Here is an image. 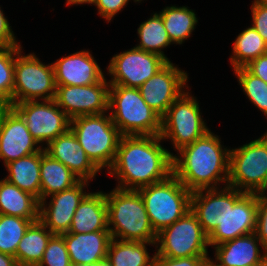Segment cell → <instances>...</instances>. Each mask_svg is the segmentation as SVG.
<instances>
[{
    "instance_id": "obj_1",
    "label": "cell",
    "mask_w": 267,
    "mask_h": 266,
    "mask_svg": "<svg viewBox=\"0 0 267 266\" xmlns=\"http://www.w3.org/2000/svg\"><path fill=\"white\" fill-rule=\"evenodd\" d=\"M160 135L122 136L109 175L118 179L116 188L139 190L166 180L173 174V153L161 146Z\"/></svg>"
},
{
    "instance_id": "obj_2",
    "label": "cell",
    "mask_w": 267,
    "mask_h": 266,
    "mask_svg": "<svg viewBox=\"0 0 267 266\" xmlns=\"http://www.w3.org/2000/svg\"><path fill=\"white\" fill-rule=\"evenodd\" d=\"M177 152L172 156L173 174L190 192L218 189L222 182L227 186L230 149L211 130Z\"/></svg>"
},
{
    "instance_id": "obj_3",
    "label": "cell",
    "mask_w": 267,
    "mask_h": 266,
    "mask_svg": "<svg viewBox=\"0 0 267 266\" xmlns=\"http://www.w3.org/2000/svg\"><path fill=\"white\" fill-rule=\"evenodd\" d=\"M108 229L112 238L133 242H156L144 201L136 190L113 189L105 193Z\"/></svg>"
},
{
    "instance_id": "obj_4",
    "label": "cell",
    "mask_w": 267,
    "mask_h": 266,
    "mask_svg": "<svg viewBox=\"0 0 267 266\" xmlns=\"http://www.w3.org/2000/svg\"><path fill=\"white\" fill-rule=\"evenodd\" d=\"M108 109L123 136L160 135L161 116L146 104L138 88L110 85Z\"/></svg>"
},
{
    "instance_id": "obj_5",
    "label": "cell",
    "mask_w": 267,
    "mask_h": 266,
    "mask_svg": "<svg viewBox=\"0 0 267 266\" xmlns=\"http://www.w3.org/2000/svg\"><path fill=\"white\" fill-rule=\"evenodd\" d=\"M105 114L78 116L70 122V130L100 171L105 167L108 171L113 165L123 136L111 120L109 112Z\"/></svg>"
},
{
    "instance_id": "obj_6",
    "label": "cell",
    "mask_w": 267,
    "mask_h": 266,
    "mask_svg": "<svg viewBox=\"0 0 267 266\" xmlns=\"http://www.w3.org/2000/svg\"><path fill=\"white\" fill-rule=\"evenodd\" d=\"M145 204L150 223L156 233L191 210L190 192L174 175L166 180L137 190Z\"/></svg>"
},
{
    "instance_id": "obj_7",
    "label": "cell",
    "mask_w": 267,
    "mask_h": 266,
    "mask_svg": "<svg viewBox=\"0 0 267 266\" xmlns=\"http://www.w3.org/2000/svg\"><path fill=\"white\" fill-rule=\"evenodd\" d=\"M267 182V135L230 149L228 184L245 193H259Z\"/></svg>"
},
{
    "instance_id": "obj_8",
    "label": "cell",
    "mask_w": 267,
    "mask_h": 266,
    "mask_svg": "<svg viewBox=\"0 0 267 266\" xmlns=\"http://www.w3.org/2000/svg\"><path fill=\"white\" fill-rule=\"evenodd\" d=\"M22 52V47L17 46L12 106L25 101L54 99L56 83L52 63L45 65L34 53L23 56Z\"/></svg>"
},
{
    "instance_id": "obj_9",
    "label": "cell",
    "mask_w": 267,
    "mask_h": 266,
    "mask_svg": "<svg viewBox=\"0 0 267 266\" xmlns=\"http://www.w3.org/2000/svg\"><path fill=\"white\" fill-rule=\"evenodd\" d=\"M209 128L203 121L199 103L187 90L183 92L161 117L162 140L171 139L174 150L192 144L203 137Z\"/></svg>"
},
{
    "instance_id": "obj_10",
    "label": "cell",
    "mask_w": 267,
    "mask_h": 266,
    "mask_svg": "<svg viewBox=\"0 0 267 266\" xmlns=\"http://www.w3.org/2000/svg\"><path fill=\"white\" fill-rule=\"evenodd\" d=\"M156 254L182 258L208 256V235L190 210L179 220L157 233ZM158 245V246H157Z\"/></svg>"
},
{
    "instance_id": "obj_11",
    "label": "cell",
    "mask_w": 267,
    "mask_h": 266,
    "mask_svg": "<svg viewBox=\"0 0 267 266\" xmlns=\"http://www.w3.org/2000/svg\"><path fill=\"white\" fill-rule=\"evenodd\" d=\"M258 194L228 186V213L208 235L209 246H216L256 231Z\"/></svg>"
},
{
    "instance_id": "obj_12",
    "label": "cell",
    "mask_w": 267,
    "mask_h": 266,
    "mask_svg": "<svg viewBox=\"0 0 267 266\" xmlns=\"http://www.w3.org/2000/svg\"><path fill=\"white\" fill-rule=\"evenodd\" d=\"M24 119L26 127L38 142L49 144L70 129L71 119L52 100L25 101L12 106Z\"/></svg>"
},
{
    "instance_id": "obj_13",
    "label": "cell",
    "mask_w": 267,
    "mask_h": 266,
    "mask_svg": "<svg viewBox=\"0 0 267 266\" xmlns=\"http://www.w3.org/2000/svg\"><path fill=\"white\" fill-rule=\"evenodd\" d=\"M167 63L158 54L133 47L111 58L107 67V72L111 75L108 82L110 85L139 88Z\"/></svg>"
},
{
    "instance_id": "obj_14",
    "label": "cell",
    "mask_w": 267,
    "mask_h": 266,
    "mask_svg": "<svg viewBox=\"0 0 267 266\" xmlns=\"http://www.w3.org/2000/svg\"><path fill=\"white\" fill-rule=\"evenodd\" d=\"M106 79L85 86L58 85L54 101L70 119L108 113L110 83Z\"/></svg>"
},
{
    "instance_id": "obj_15",
    "label": "cell",
    "mask_w": 267,
    "mask_h": 266,
    "mask_svg": "<svg viewBox=\"0 0 267 266\" xmlns=\"http://www.w3.org/2000/svg\"><path fill=\"white\" fill-rule=\"evenodd\" d=\"M187 81L188 74L170 61L138 89L146 104L162 117L189 87Z\"/></svg>"
},
{
    "instance_id": "obj_16",
    "label": "cell",
    "mask_w": 267,
    "mask_h": 266,
    "mask_svg": "<svg viewBox=\"0 0 267 266\" xmlns=\"http://www.w3.org/2000/svg\"><path fill=\"white\" fill-rule=\"evenodd\" d=\"M89 181L80 180L73 187L52 194L48 204L40 201L39 220L53 234L61 235L69 231L75 210L82 200L89 194L84 192Z\"/></svg>"
},
{
    "instance_id": "obj_17",
    "label": "cell",
    "mask_w": 267,
    "mask_h": 266,
    "mask_svg": "<svg viewBox=\"0 0 267 266\" xmlns=\"http://www.w3.org/2000/svg\"><path fill=\"white\" fill-rule=\"evenodd\" d=\"M37 145L24 119L13 107H9L0 121V159L4 165L40 152L43 146Z\"/></svg>"
},
{
    "instance_id": "obj_18",
    "label": "cell",
    "mask_w": 267,
    "mask_h": 266,
    "mask_svg": "<svg viewBox=\"0 0 267 266\" xmlns=\"http://www.w3.org/2000/svg\"><path fill=\"white\" fill-rule=\"evenodd\" d=\"M52 65L56 86L92 85L100 82L105 77L89 50H81L62 57Z\"/></svg>"
},
{
    "instance_id": "obj_19",
    "label": "cell",
    "mask_w": 267,
    "mask_h": 266,
    "mask_svg": "<svg viewBox=\"0 0 267 266\" xmlns=\"http://www.w3.org/2000/svg\"><path fill=\"white\" fill-rule=\"evenodd\" d=\"M46 146L43 147L45 152L69 168L80 180L92 181L100 172L70 129Z\"/></svg>"
},
{
    "instance_id": "obj_20",
    "label": "cell",
    "mask_w": 267,
    "mask_h": 266,
    "mask_svg": "<svg viewBox=\"0 0 267 266\" xmlns=\"http://www.w3.org/2000/svg\"><path fill=\"white\" fill-rule=\"evenodd\" d=\"M214 250L215 260L211 261L216 266H257L267 258L255 232L216 245Z\"/></svg>"
},
{
    "instance_id": "obj_21",
    "label": "cell",
    "mask_w": 267,
    "mask_h": 266,
    "mask_svg": "<svg viewBox=\"0 0 267 266\" xmlns=\"http://www.w3.org/2000/svg\"><path fill=\"white\" fill-rule=\"evenodd\" d=\"M66 248L72 266L97 264L107 259L109 244L112 240L110 231L91 233H63Z\"/></svg>"
},
{
    "instance_id": "obj_22",
    "label": "cell",
    "mask_w": 267,
    "mask_h": 266,
    "mask_svg": "<svg viewBox=\"0 0 267 266\" xmlns=\"http://www.w3.org/2000/svg\"><path fill=\"white\" fill-rule=\"evenodd\" d=\"M191 211L196 215L204 232L209 235L227 216L228 186L225 185L223 189L192 192Z\"/></svg>"
},
{
    "instance_id": "obj_23",
    "label": "cell",
    "mask_w": 267,
    "mask_h": 266,
    "mask_svg": "<svg viewBox=\"0 0 267 266\" xmlns=\"http://www.w3.org/2000/svg\"><path fill=\"white\" fill-rule=\"evenodd\" d=\"M109 231L107 202L103 191L90 192L75 210L69 233Z\"/></svg>"
},
{
    "instance_id": "obj_24",
    "label": "cell",
    "mask_w": 267,
    "mask_h": 266,
    "mask_svg": "<svg viewBox=\"0 0 267 266\" xmlns=\"http://www.w3.org/2000/svg\"><path fill=\"white\" fill-rule=\"evenodd\" d=\"M39 200L5 178L0 180V214L39 220Z\"/></svg>"
},
{
    "instance_id": "obj_25",
    "label": "cell",
    "mask_w": 267,
    "mask_h": 266,
    "mask_svg": "<svg viewBox=\"0 0 267 266\" xmlns=\"http://www.w3.org/2000/svg\"><path fill=\"white\" fill-rule=\"evenodd\" d=\"M40 179V201L69 189L80 181L69 168L47 154L44 148L41 150Z\"/></svg>"
},
{
    "instance_id": "obj_26",
    "label": "cell",
    "mask_w": 267,
    "mask_h": 266,
    "mask_svg": "<svg viewBox=\"0 0 267 266\" xmlns=\"http://www.w3.org/2000/svg\"><path fill=\"white\" fill-rule=\"evenodd\" d=\"M40 164L41 151L11 161L5 165L8 170V176L5 179L22 191L35 196L40 202Z\"/></svg>"
},
{
    "instance_id": "obj_27",
    "label": "cell",
    "mask_w": 267,
    "mask_h": 266,
    "mask_svg": "<svg viewBox=\"0 0 267 266\" xmlns=\"http://www.w3.org/2000/svg\"><path fill=\"white\" fill-rule=\"evenodd\" d=\"M54 234L37 220L32 222L18 243L15 258L19 266H37Z\"/></svg>"
},
{
    "instance_id": "obj_28",
    "label": "cell",
    "mask_w": 267,
    "mask_h": 266,
    "mask_svg": "<svg viewBox=\"0 0 267 266\" xmlns=\"http://www.w3.org/2000/svg\"><path fill=\"white\" fill-rule=\"evenodd\" d=\"M156 242L122 241L112 238L107 252V260L112 266H153L154 255L151 257L146 246Z\"/></svg>"
},
{
    "instance_id": "obj_29",
    "label": "cell",
    "mask_w": 267,
    "mask_h": 266,
    "mask_svg": "<svg viewBox=\"0 0 267 266\" xmlns=\"http://www.w3.org/2000/svg\"><path fill=\"white\" fill-rule=\"evenodd\" d=\"M171 43L182 44L189 38L198 23L195 12L187 6H167L160 11Z\"/></svg>"
},
{
    "instance_id": "obj_30",
    "label": "cell",
    "mask_w": 267,
    "mask_h": 266,
    "mask_svg": "<svg viewBox=\"0 0 267 266\" xmlns=\"http://www.w3.org/2000/svg\"><path fill=\"white\" fill-rule=\"evenodd\" d=\"M137 34L140 42L135 46L136 48L158 54L170 62L162 50L172 43L160 13H154L147 21L142 22L137 29Z\"/></svg>"
},
{
    "instance_id": "obj_31",
    "label": "cell",
    "mask_w": 267,
    "mask_h": 266,
    "mask_svg": "<svg viewBox=\"0 0 267 266\" xmlns=\"http://www.w3.org/2000/svg\"><path fill=\"white\" fill-rule=\"evenodd\" d=\"M266 53L267 44L251 25L235 39L230 63L233 69L245 67L249 62Z\"/></svg>"
},
{
    "instance_id": "obj_32",
    "label": "cell",
    "mask_w": 267,
    "mask_h": 266,
    "mask_svg": "<svg viewBox=\"0 0 267 266\" xmlns=\"http://www.w3.org/2000/svg\"><path fill=\"white\" fill-rule=\"evenodd\" d=\"M32 222L30 219L0 214V252L15 257L18 243Z\"/></svg>"
},
{
    "instance_id": "obj_33",
    "label": "cell",
    "mask_w": 267,
    "mask_h": 266,
    "mask_svg": "<svg viewBox=\"0 0 267 266\" xmlns=\"http://www.w3.org/2000/svg\"><path fill=\"white\" fill-rule=\"evenodd\" d=\"M234 72L247 98L267 116V83L250 74L244 67L234 69Z\"/></svg>"
},
{
    "instance_id": "obj_34",
    "label": "cell",
    "mask_w": 267,
    "mask_h": 266,
    "mask_svg": "<svg viewBox=\"0 0 267 266\" xmlns=\"http://www.w3.org/2000/svg\"><path fill=\"white\" fill-rule=\"evenodd\" d=\"M17 46L0 47V99L12 107Z\"/></svg>"
},
{
    "instance_id": "obj_35",
    "label": "cell",
    "mask_w": 267,
    "mask_h": 266,
    "mask_svg": "<svg viewBox=\"0 0 267 266\" xmlns=\"http://www.w3.org/2000/svg\"><path fill=\"white\" fill-rule=\"evenodd\" d=\"M72 266L64 237L54 234L43 253L41 262L37 266Z\"/></svg>"
},
{
    "instance_id": "obj_36",
    "label": "cell",
    "mask_w": 267,
    "mask_h": 266,
    "mask_svg": "<svg viewBox=\"0 0 267 266\" xmlns=\"http://www.w3.org/2000/svg\"><path fill=\"white\" fill-rule=\"evenodd\" d=\"M209 256L170 258L154 253L153 266H200Z\"/></svg>"
},
{
    "instance_id": "obj_37",
    "label": "cell",
    "mask_w": 267,
    "mask_h": 266,
    "mask_svg": "<svg viewBox=\"0 0 267 266\" xmlns=\"http://www.w3.org/2000/svg\"><path fill=\"white\" fill-rule=\"evenodd\" d=\"M251 13L253 28L262 36L267 44V7L254 0L251 6Z\"/></svg>"
},
{
    "instance_id": "obj_38",
    "label": "cell",
    "mask_w": 267,
    "mask_h": 266,
    "mask_svg": "<svg viewBox=\"0 0 267 266\" xmlns=\"http://www.w3.org/2000/svg\"><path fill=\"white\" fill-rule=\"evenodd\" d=\"M128 2L129 0H95L93 5L98 8V15L102 16L109 23Z\"/></svg>"
},
{
    "instance_id": "obj_39",
    "label": "cell",
    "mask_w": 267,
    "mask_h": 266,
    "mask_svg": "<svg viewBox=\"0 0 267 266\" xmlns=\"http://www.w3.org/2000/svg\"><path fill=\"white\" fill-rule=\"evenodd\" d=\"M257 237L261 241L264 249L267 251V198L258 197L257 223L256 231Z\"/></svg>"
},
{
    "instance_id": "obj_40",
    "label": "cell",
    "mask_w": 267,
    "mask_h": 266,
    "mask_svg": "<svg viewBox=\"0 0 267 266\" xmlns=\"http://www.w3.org/2000/svg\"><path fill=\"white\" fill-rule=\"evenodd\" d=\"M14 35L10 23L0 7V47L21 46Z\"/></svg>"
},
{
    "instance_id": "obj_41",
    "label": "cell",
    "mask_w": 267,
    "mask_h": 266,
    "mask_svg": "<svg viewBox=\"0 0 267 266\" xmlns=\"http://www.w3.org/2000/svg\"><path fill=\"white\" fill-rule=\"evenodd\" d=\"M250 74L261 78L267 83V53L260 55L244 67Z\"/></svg>"
},
{
    "instance_id": "obj_42",
    "label": "cell",
    "mask_w": 267,
    "mask_h": 266,
    "mask_svg": "<svg viewBox=\"0 0 267 266\" xmlns=\"http://www.w3.org/2000/svg\"><path fill=\"white\" fill-rule=\"evenodd\" d=\"M0 266H19L14 256L0 252Z\"/></svg>"
},
{
    "instance_id": "obj_43",
    "label": "cell",
    "mask_w": 267,
    "mask_h": 266,
    "mask_svg": "<svg viewBox=\"0 0 267 266\" xmlns=\"http://www.w3.org/2000/svg\"><path fill=\"white\" fill-rule=\"evenodd\" d=\"M95 0H67L66 1V6L70 5H80V4H94Z\"/></svg>"
},
{
    "instance_id": "obj_44",
    "label": "cell",
    "mask_w": 267,
    "mask_h": 266,
    "mask_svg": "<svg viewBox=\"0 0 267 266\" xmlns=\"http://www.w3.org/2000/svg\"><path fill=\"white\" fill-rule=\"evenodd\" d=\"M10 106L2 99H0V121L2 118L3 113L9 108Z\"/></svg>"
},
{
    "instance_id": "obj_45",
    "label": "cell",
    "mask_w": 267,
    "mask_h": 266,
    "mask_svg": "<svg viewBox=\"0 0 267 266\" xmlns=\"http://www.w3.org/2000/svg\"><path fill=\"white\" fill-rule=\"evenodd\" d=\"M267 182L262 188V190L258 193V197H266L267 198Z\"/></svg>"
},
{
    "instance_id": "obj_46",
    "label": "cell",
    "mask_w": 267,
    "mask_h": 266,
    "mask_svg": "<svg viewBox=\"0 0 267 266\" xmlns=\"http://www.w3.org/2000/svg\"><path fill=\"white\" fill-rule=\"evenodd\" d=\"M200 266H216V265L211 261V258H208Z\"/></svg>"
},
{
    "instance_id": "obj_47",
    "label": "cell",
    "mask_w": 267,
    "mask_h": 266,
    "mask_svg": "<svg viewBox=\"0 0 267 266\" xmlns=\"http://www.w3.org/2000/svg\"><path fill=\"white\" fill-rule=\"evenodd\" d=\"M97 264L99 266H112L111 263L107 259H104V260L98 262Z\"/></svg>"
},
{
    "instance_id": "obj_48",
    "label": "cell",
    "mask_w": 267,
    "mask_h": 266,
    "mask_svg": "<svg viewBox=\"0 0 267 266\" xmlns=\"http://www.w3.org/2000/svg\"><path fill=\"white\" fill-rule=\"evenodd\" d=\"M258 3H260L261 5L267 7V0H256Z\"/></svg>"
},
{
    "instance_id": "obj_49",
    "label": "cell",
    "mask_w": 267,
    "mask_h": 266,
    "mask_svg": "<svg viewBox=\"0 0 267 266\" xmlns=\"http://www.w3.org/2000/svg\"><path fill=\"white\" fill-rule=\"evenodd\" d=\"M257 266H267V258L260 264H258Z\"/></svg>"
},
{
    "instance_id": "obj_50",
    "label": "cell",
    "mask_w": 267,
    "mask_h": 266,
    "mask_svg": "<svg viewBox=\"0 0 267 266\" xmlns=\"http://www.w3.org/2000/svg\"><path fill=\"white\" fill-rule=\"evenodd\" d=\"M75 266H99L98 264H83V265H75Z\"/></svg>"
},
{
    "instance_id": "obj_51",
    "label": "cell",
    "mask_w": 267,
    "mask_h": 266,
    "mask_svg": "<svg viewBox=\"0 0 267 266\" xmlns=\"http://www.w3.org/2000/svg\"><path fill=\"white\" fill-rule=\"evenodd\" d=\"M141 1H142V0H134V2H139V3H140Z\"/></svg>"
}]
</instances>
